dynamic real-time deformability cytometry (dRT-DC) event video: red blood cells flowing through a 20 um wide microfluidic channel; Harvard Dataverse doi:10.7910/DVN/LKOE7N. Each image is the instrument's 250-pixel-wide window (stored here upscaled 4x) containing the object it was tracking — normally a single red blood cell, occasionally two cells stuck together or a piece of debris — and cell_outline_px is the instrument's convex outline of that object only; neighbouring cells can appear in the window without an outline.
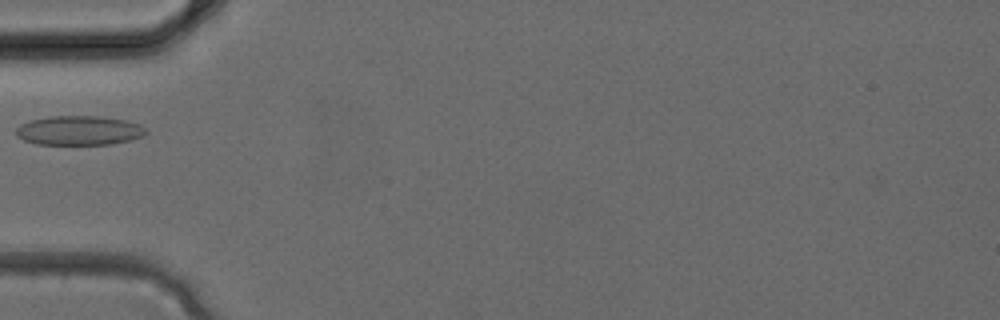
{"species": "common noctule bat (a hibernating species)", "species_latin": "Nyctalus noctula", "temperature_condition": "cold", "stored_images_in_passage": 4, "segment_of_instrument_passage": [2, 2], "camera_frame_rate_fps": 3000, "um_per_image_px": 0.085, "animal": {"sex": "female", "body_mass_g": 24.6, "forearm_length_mm": 56.2}, "frame": {"image": 1, "passage_image": 4, "time_ms": 1.0, "image_size_px": [1000, 320], "cell_outline_px": [[148, 132], [144, 136], [132, 140], [112, 144], [36, 144], [24, 140], [16, 136], [16, 128], [20, 124], [32, 120], [52, 116], [100, 116], [128, 120], [140, 124]], "centroid_in_image_um": [6.76, 11.09], "position_along_channel_um": 78.2, "area_um2": 22.37}}